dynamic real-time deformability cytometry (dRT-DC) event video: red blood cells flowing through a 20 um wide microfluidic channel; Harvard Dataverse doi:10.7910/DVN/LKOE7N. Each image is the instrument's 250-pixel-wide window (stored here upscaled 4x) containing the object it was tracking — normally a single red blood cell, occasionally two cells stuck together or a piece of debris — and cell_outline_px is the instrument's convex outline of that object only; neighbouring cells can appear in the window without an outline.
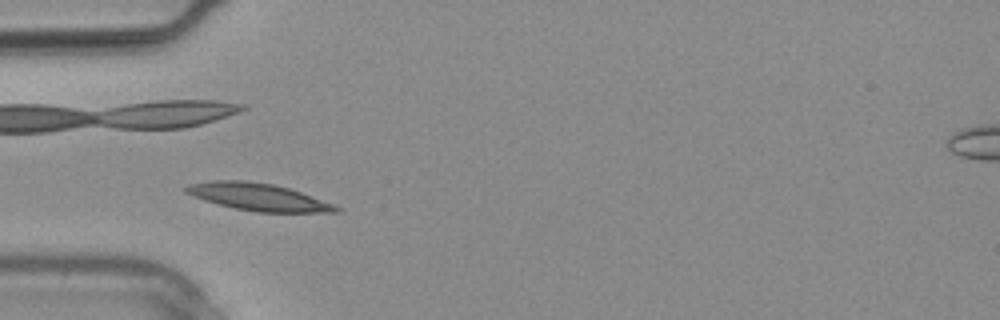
{"species": "common noctule bat (a hibernating species)", "species_latin": "Nyctalus noctula", "temperature_condition": "warm", "stored_images_in_passage": 13, "camera_frame_rate_fps": 3000, "um_per_image_px": 0.085, "animal": {"sex": "male", "body_mass_g": 20.4}, "frame": {"image": 1, "passage_image": 4, "time_ms": 1.0, "image_size_px": [1000, 320], "cell_outline_px": [[340, 212], [256, 212], [236, 208], [204, 200], [192, 196], [184, 192], [184, 188], [188, 184], [212, 180], [244, 180], [272, 184], [288, 188], [300, 192], [332, 204], [340, 208]], "centroid_in_image_um": [21.89, 16.73], "position_along_channel_um": 63.1, "area_um2": 23.52}}